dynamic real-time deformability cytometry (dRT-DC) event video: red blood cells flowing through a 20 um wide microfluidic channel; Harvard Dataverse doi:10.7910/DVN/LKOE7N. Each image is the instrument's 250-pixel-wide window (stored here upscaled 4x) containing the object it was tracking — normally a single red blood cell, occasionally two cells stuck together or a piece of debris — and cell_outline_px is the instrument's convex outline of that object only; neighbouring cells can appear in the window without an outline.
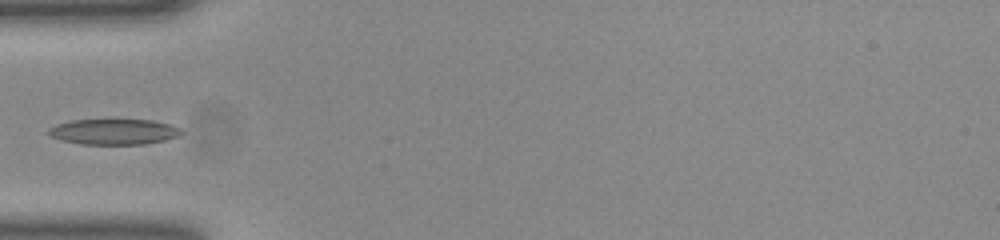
{"species": "common noctule bat (a hibernating species)", "species_latin": "Nyctalus noctula", "temperature_condition": "room temperature", "stored_images_in_passage": 10, "camera_frame_rate_fps": 3000, "um_per_image_px": 0.085, "animal": {"sex": "female", "body_mass_g": 23.0, "forearm_length_mm": 53.4}, "frame": {"image": 1, "passage_image": 1, "time_ms": 0.0, "image_size_px": [1000, 240], "cell_outline_px": [[184, 132], [180, 136], [164, 140], [144, 144], [80, 144], [48, 136], [44, 132], [48, 128], [56, 124], [68, 120], [112, 116], [152, 120], [168, 124], [180, 128]], "centroid_in_image_um": [9.62, 11.13], "position_along_channel_um": 75.4, "area_um2": 21.15}}